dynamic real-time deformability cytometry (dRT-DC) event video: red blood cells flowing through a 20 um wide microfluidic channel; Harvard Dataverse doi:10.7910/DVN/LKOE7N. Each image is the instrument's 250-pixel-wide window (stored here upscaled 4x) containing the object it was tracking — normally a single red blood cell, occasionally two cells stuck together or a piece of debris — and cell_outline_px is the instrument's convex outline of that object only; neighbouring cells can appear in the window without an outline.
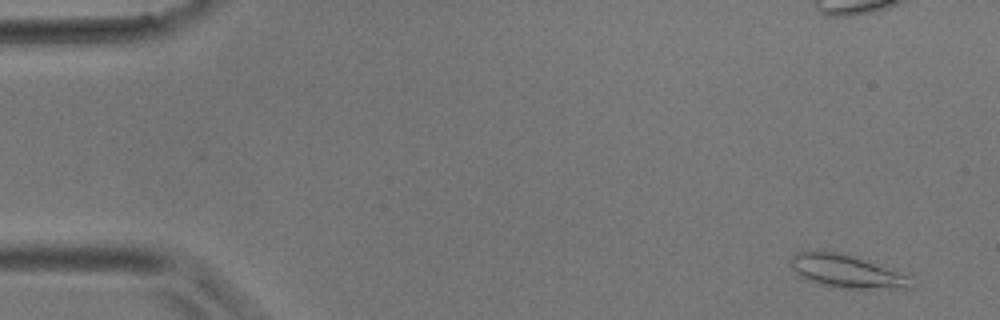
{"species": "common noctule bat (a hibernating species)", "species_latin": "Nyctalus noctula", "temperature_condition": "room temperature", "stored_images_in_passage": 7, "camera_frame_rate_fps": 3000, "um_per_image_px": 0.085, "animal": {"sex": "male", "body_mass_g": 17.9}, "frame": {"image": 1, "passage_image": 1, "time_ms": 0.0, "image_size_px": [1000, 320], "cell_outline_px": [[912, 288], [840, 288], [816, 284], [800, 276], [788, 264], [788, 260], [792, 256], [800, 252], [840, 252], [856, 256], [912, 276]], "centroid_in_image_um": [71.97, 23.07], "position_along_channel_um": 13.0, "area_um2": 23.24}}
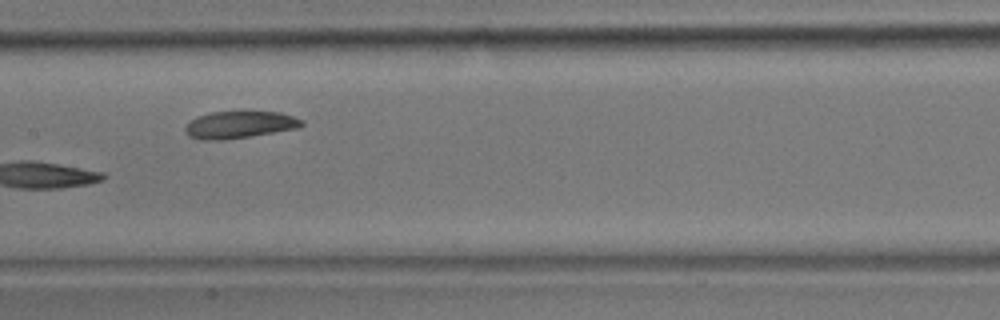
{"frame": {"image": 2, "passage_image": 7, "time_ms": 2.0, "image_size_px": [1000, 320], "cell_outline_px": [[304, 124], [296, 128], [252, 136], [224, 140], [200, 140], [188, 136], [184, 132], [184, 128], [192, 120], [200, 116], [212, 112], [244, 108], [280, 112], [304, 120]], "centroid_in_image_um": [20.37, 10.55], "position_along_channel_um": 187.0, "area_um2": 19.25}}